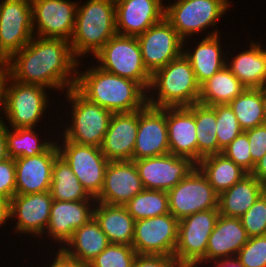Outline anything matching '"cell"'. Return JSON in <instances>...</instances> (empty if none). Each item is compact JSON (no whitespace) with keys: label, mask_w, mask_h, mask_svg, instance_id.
<instances>
[{"label":"cell","mask_w":266,"mask_h":267,"mask_svg":"<svg viewBox=\"0 0 266 267\" xmlns=\"http://www.w3.org/2000/svg\"><path fill=\"white\" fill-rule=\"evenodd\" d=\"M94 58L102 70L134 80L148 91L152 74L145 68L137 37L116 34Z\"/></svg>","instance_id":"cell-6"},{"label":"cell","mask_w":266,"mask_h":267,"mask_svg":"<svg viewBox=\"0 0 266 267\" xmlns=\"http://www.w3.org/2000/svg\"><path fill=\"white\" fill-rule=\"evenodd\" d=\"M247 134L250 153L253 160V169L255 164L266 153V123L244 131Z\"/></svg>","instance_id":"cell-44"},{"label":"cell","mask_w":266,"mask_h":267,"mask_svg":"<svg viewBox=\"0 0 266 267\" xmlns=\"http://www.w3.org/2000/svg\"><path fill=\"white\" fill-rule=\"evenodd\" d=\"M145 68L153 74L183 54L184 40L164 18L137 36Z\"/></svg>","instance_id":"cell-14"},{"label":"cell","mask_w":266,"mask_h":267,"mask_svg":"<svg viewBox=\"0 0 266 267\" xmlns=\"http://www.w3.org/2000/svg\"><path fill=\"white\" fill-rule=\"evenodd\" d=\"M229 6V0H176L174 4L165 6V19L185 44L189 35L215 26Z\"/></svg>","instance_id":"cell-8"},{"label":"cell","mask_w":266,"mask_h":267,"mask_svg":"<svg viewBox=\"0 0 266 267\" xmlns=\"http://www.w3.org/2000/svg\"><path fill=\"white\" fill-rule=\"evenodd\" d=\"M79 61L70 41L33 36L9 58L6 73L20 83L67 91L75 87Z\"/></svg>","instance_id":"cell-1"},{"label":"cell","mask_w":266,"mask_h":267,"mask_svg":"<svg viewBox=\"0 0 266 267\" xmlns=\"http://www.w3.org/2000/svg\"><path fill=\"white\" fill-rule=\"evenodd\" d=\"M211 107L216 112L218 154H221L222 150L241 134L243 130L229 104H217Z\"/></svg>","instance_id":"cell-38"},{"label":"cell","mask_w":266,"mask_h":267,"mask_svg":"<svg viewBox=\"0 0 266 267\" xmlns=\"http://www.w3.org/2000/svg\"><path fill=\"white\" fill-rule=\"evenodd\" d=\"M137 253L132 246L110 243L95 257L90 267H133Z\"/></svg>","instance_id":"cell-39"},{"label":"cell","mask_w":266,"mask_h":267,"mask_svg":"<svg viewBox=\"0 0 266 267\" xmlns=\"http://www.w3.org/2000/svg\"><path fill=\"white\" fill-rule=\"evenodd\" d=\"M197 134V163L205 156L218 154L216 112L211 106L194 104Z\"/></svg>","instance_id":"cell-35"},{"label":"cell","mask_w":266,"mask_h":267,"mask_svg":"<svg viewBox=\"0 0 266 267\" xmlns=\"http://www.w3.org/2000/svg\"><path fill=\"white\" fill-rule=\"evenodd\" d=\"M75 28L70 45L78 59L96 53L116 32L115 0H88L83 6L77 3Z\"/></svg>","instance_id":"cell-3"},{"label":"cell","mask_w":266,"mask_h":267,"mask_svg":"<svg viewBox=\"0 0 266 267\" xmlns=\"http://www.w3.org/2000/svg\"><path fill=\"white\" fill-rule=\"evenodd\" d=\"M250 42L249 50L227 60L226 67L246 88H261L266 85V49L261 43Z\"/></svg>","instance_id":"cell-29"},{"label":"cell","mask_w":266,"mask_h":267,"mask_svg":"<svg viewBox=\"0 0 266 267\" xmlns=\"http://www.w3.org/2000/svg\"><path fill=\"white\" fill-rule=\"evenodd\" d=\"M264 191L265 185L259 182L251 173H248L219 195L218 209L220 215L240 218Z\"/></svg>","instance_id":"cell-28"},{"label":"cell","mask_w":266,"mask_h":267,"mask_svg":"<svg viewBox=\"0 0 266 267\" xmlns=\"http://www.w3.org/2000/svg\"><path fill=\"white\" fill-rule=\"evenodd\" d=\"M170 153L167 128V107L146 105L138 110V130L133 160Z\"/></svg>","instance_id":"cell-17"},{"label":"cell","mask_w":266,"mask_h":267,"mask_svg":"<svg viewBox=\"0 0 266 267\" xmlns=\"http://www.w3.org/2000/svg\"><path fill=\"white\" fill-rule=\"evenodd\" d=\"M16 195L15 162L8 158L0 162V198L10 200Z\"/></svg>","instance_id":"cell-43"},{"label":"cell","mask_w":266,"mask_h":267,"mask_svg":"<svg viewBox=\"0 0 266 267\" xmlns=\"http://www.w3.org/2000/svg\"><path fill=\"white\" fill-rule=\"evenodd\" d=\"M93 217L110 243L132 246L135 220L124 206L108 205L96 201Z\"/></svg>","instance_id":"cell-27"},{"label":"cell","mask_w":266,"mask_h":267,"mask_svg":"<svg viewBox=\"0 0 266 267\" xmlns=\"http://www.w3.org/2000/svg\"><path fill=\"white\" fill-rule=\"evenodd\" d=\"M33 17L31 0L0 2V48L10 58L32 39Z\"/></svg>","instance_id":"cell-13"},{"label":"cell","mask_w":266,"mask_h":267,"mask_svg":"<svg viewBox=\"0 0 266 267\" xmlns=\"http://www.w3.org/2000/svg\"><path fill=\"white\" fill-rule=\"evenodd\" d=\"M3 101H4V73L0 72V109L3 111ZM1 112V111H0ZM0 115H3V113H1ZM3 117H0V123H3ZM2 119V120H1Z\"/></svg>","instance_id":"cell-51"},{"label":"cell","mask_w":266,"mask_h":267,"mask_svg":"<svg viewBox=\"0 0 266 267\" xmlns=\"http://www.w3.org/2000/svg\"><path fill=\"white\" fill-rule=\"evenodd\" d=\"M133 267H180L175 258L164 255L137 254Z\"/></svg>","instance_id":"cell-45"},{"label":"cell","mask_w":266,"mask_h":267,"mask_svg":"<svg viewBox=\"0 0 266 267\" xmlns=\"http://www.w3.org/2000/svg\"><path fill=\"white\" fill-rule=\"evenodd\" d=\"M124 207L135 221L170 213L168 193L160 190L143 189Z\"/></svg>","instance_id":"cell-37"},{"label":"cell","mask_w":266,"mask_h":267,"mask_svg":"<svg viewBox=\"0 0 266 267\" xmlns=\"http://www.w3.org/2000/svg\"><path fill=\"white\" fill-rule=\"evenodd\" d=\"M197 167L205 175L218 195L232 187L248 174L222 153L203 157L197 163Z\"/></svg>","instance_id":"cell-31"},{"label":"cell","mask_w":266,"mask_h":267,"mask_svg":"<svg viewBox=\"0 0 266 267\" xmlns=\"http://www.w3.org/2000/svg\"><path fill=\"white\" fill-rule=\"evenodd\" d=\"M251 174L258 179L259 182L266 185V153L255 164V167Z\"/></svg>","instance_id":"cell-47"},{"label":"cell","mask_w":266,"mask_h":267,"mask_svg":"<svg viewBox=\"0 0 266 267\" xmlns=\"http://www.w3.org/2000/svg\"><path fill=\"white\" fill-rule=\"evenodd\" d=\"M59 155L68 163L85 190L97 197L104 185L105 170L109 160L101 147L82 145L63 138Z\"/></svg>","instance_id":"cell-11"},{"label":"cell","mask_w":266,"mask_h":267,"mask_svg":"<svg viewBox=\"0 0 266 267\" xmlns=\"http://www.w3.org/2000/svg\"><path fill=\"white\" fill-rule=\"evenodd\" d=\"M77 3L69 0H31L33 30H37L34 36L70 41L75 28Z\"/></svg>","instance_id":"cell-16"},{"label":"cell","mask_w":266,"mask_h":267,"mask_svg":"<svg viewBox=\"0 0 266 267\" xmlns=\"http://www.w3.org/2000/svg\"><path fill=\"white\" fill-rule=\"evenodd\" d=\"M195 46L194 51L183 50V55L189 60L197 82L201 85L226 66V57L221 50L218 30H212ZM190 51V52H189ZM223 54V55H222Z\"/></svg>","instance_id":"cell-26"},{"label":"cell","mask_w":266,"mask_h":267,"mask_svg":"<svg viewBox=\"0 0 266 267\" xmlns=\"http://www.w3.org/2000/svg\"><path fill=\"white\" fill-rule=\"evenodd\" d=\"M229 106L243 131L266 123L261 88H246Z\"/></svg>","instance_id":"cell-34"},{"label":"cell","mask_w":266,"mask_h":267,"mask_svg":"<svg viewBox=\"0 0 266 267\" xmlns=\"http://www.w3.org/2000/svg\"><path fill=\"white\" fill-rule=\"evenodd\" d=\"M59 156L58 142H55L42 154L15 158L16 194L49 191L53 164Z\"/></svg>","instance_id":"cell-20"},{"label":"cell","mask_w":266,"mask_h":267,"mask_svg":"<svg viewBox=\"0 0 266 267\" xmlns=\"http://www.w3.org/2000/svg\"><path fill=\"white\" fill-rule=\"evenodd\" d=\"M167 193L169 212L178 220L197 212L218 209L219 195L197 166Z\"/></svg>","instance_id":"cell-10"},{"label":"cell","mask_w":266,"mask_h":267,"mask_svg":"<svg viewBox=\"0 0 266 267\" xmlns=\"http://www.w3.org/2000/svg\"><path fill=\"white\" fill-rule=\"evenodd\" d=\"M261 98H262V102H263L265 121H266V85L261 87Z\"/></svg>","instance_id":"cell-53"},{"label":"cell","mask_w":266,"mask_h":267,"mask_svg":"<svg viewBox=\"0 0 266 267\" xmlns=\"http://www.w3.org/2000/svg\"><path fill=\"white\" fill-rule=\"evenodd\" d=\"M9 158L7 151V140H6V125L5 122L0 123V162L5 161Z\"/></svg>","instance_id":"cell-48"},{"label":"cell","mask_w":266,"mask_h":267,"mask_svg":"<svg viewBox=\"0 0 266 267\" xmlns=\"http://www.w3.org/2000/svg\"><path fill=\"white\" fill-rule=\"evenodd\" d=\"M167 128L170 154L190 158L197 164L194 104L167 107Z\"/></svg>","instance_id":"cell-25"},{"label":"cell","mask_w":266,"mask_h":267,"mask_svg":"<svg viewBox=\"0 0 266 267\" xmlns=\"http://www.w3.org/2000/svg\"><path fill=\"white\" fill-rule=\"evenodd\" d=\"M138 130V110L113 113L101 151L109 161L133 160Z\"/></svg>","instance_id":"cell-23"},{"label":"cell","mask_w":266,"mask_h":267,"mask_svg":"<svg viewBox=\"0 0 266 267\" xmlns=\"http://www.w3.org/2000/svg\"><path fill=\"white\" fill-rule=\"evenodd\" d=\"M9 218V201L5 199L0 198V227L4 224L5 222L8 221Z\"/></svg>","instance_id":"cell-50"},{"label":"cell","mask_w":266,"mask_h":267,"mask_svg":"<svg viewBox=\"0 0 266 267\" xmlns=\"http://www.w3.org/2000/svg\"><path fill=\"white\" fill-rule=\"evenodd\" d=\"M248 237L266 235V192L240 217Z\"/></svg>","instance_id":"cell-40"},{"label":"cell","mask_w":266,"mask_h":267,"mask_svg":"<svg viewBox=\"0 0 266 267\" xmlns=\"http://www.w3.org/2000/svg\"><path fill=\"white\" fill-rule=\"evenodd\" d=\"M222 154L234 161L247 173L253 171V160L250 153L249 141L244 131L222 150Z\"/></svg>","instance_id":"cell-42"},{"label":"cell","mask_w":266,"mask_h":267,"mask_svg":"<svg viewBox=\"0 0 266 267\" xmlns=\"http://www.w3.org/2000/svg\"><path fill=\"white\" fill-rule=\"evenodd\" d=\"M156 89V90H155ZM147 105L155 108L190 106L199 101L200 84L189 60L182 54L151 75ZM156 98V99H155Z\"/></svg>","instance_id":"cell-4"},{"label":"cell","mask_w":266,"mask_h":267,"mask_svg":"<svg viewBox=\"0 0 266 267\" xmlns=\"http://www.w3.org/2000/svg\"><path fill=\"white\" fill-rule=\"evenodd\" d=\"M9 62V57L0 48V72H6Z\"/></svg>","instance_id":"cell-52"},{"label":"cell","mask_w":266,"mask_h":267,"mask_svg":"<svg viewBox=\"0 0 266 267\" xmlns=\"http://www.w3.org/2000/svg\"><path fill=\"white\" fill-rule=\"evenodd\" d=\"M95 202L96 200H53L50 219L45 233H48L49 238L52 237L51 239L57 241L60 245L64 243L60 248L65 246V243L71 238L73 232L93 217Z\"/></svg>","instance_id":"cell-22"},{"label":"cell","mask_w":266,"mask_h":267,"mask_svg":"<svg viewBox=\"0 0 266 267\" xmlns=\"http://www.w3.org/2000/svg\"><path fill=\"white\" fill-rule=\"evenodd\" d=\"M248 239L240 218L219 215L208 239L206 255L194 267L219 259L236 257Z\"/></svg>","instance_id":"cell-24"},{"label":"cell","mask_w":266,"mask_h":267,"mask_svg":"<svg viewBox=\"0 0 266 267\" xmlns=\"http://www.w3.org/2000/svg\"><path fill=\"white\" fill-rule=\"evenodd\" d=\"M53 202L49 191L34 194H16L9 202V218L17 219V233L42 236L50 219Z\"/></svg>","instance_id":"cell-18"},{"label":"cell","mask_w":266,"mask_h":267,"mask_svg":"<svg viewBox=\"0 0 266 267\" xmlns=\"http://www.w3.org/2000/svg\"><path fill=\"white\" fill-rule=\"evenodd\" d=\"M12 129V130H11ZM35 127L26 128H9L6 126V140H7V151L9 158L15 159L20 157H30L37 154L46 152L55 141H41L38 140Z\"/></svg>","instance_id":"cell-36"},{"label":"cell","mask_w":266,"mask_h":267,"mask_svg":"<svg viewBox=\"0 0 266 267\" xmlns=\"http://www.w3.org/2000/svg\"><path fill=\"white\" fill-rule=\"evenodd\" d=\"M212 263H215L214 267H244L236 257L219 259Z\"/></svg>","instance_id":"cell-49"},{"label":"cell","mask_w":266,"mask_h":267,"mask_svg":"<svg viewBox=\"0 0 266 267\" xmlns=\"http://www.w3.org/2000/svg\"><path fill=\"white\" fill-rule=\"evenodd\" d=\"M110 244L99 223L92 217L86 224L77 228L61 249L77 260L90 263Z\"/></svg>","instance_id":"cell-30"},{"label":"cell","mask_w":266,"mask_h":267,"mask_svg":"<svg viewBox=\"0 0 266 267\" xmlns=\"http://www.w3.org/2000/svg\"><path fill=\"white\" fill-rule=\"evenodd\" d=\"M219 215V209H210L179 220L174 258L180 267H194L206 255L208 239Z\"/></svg>","instance_id":"cell-9"},{"label":"cell","mask_w":266,"mask_h":267,"mask_svg":"<svg viewBox=\"0 0 266 267\" xmlns=\"http://www.w3.org/2000/svg\"><path fill=\"white\" fill-rule=\"evenodd\" d=\"M47 89L39 85L17 82L4 72L3 113L10 124L8 127H35L41 122L40 118L44 116L43 113L48 107Z\"/></svg>","instance_id":"cell-5"},{"label":"cell","mask_w":266,"mask_h":267,"mask_svg":"<svg viewBox=\"0 0 266 267\" xmlns=\"http://www.w3.org/2000/svg\"><path fill=\"white\" fill-rule=\"evenodd\" d=\"M144 189L170 191L185 178L197 164L190 158L170 153L133 160Z\"/></svg>","instance_id":"cell-15"},{"label":"cell","mask_w":266,"mask_h":267,"mask_svg":"<svg viewBox=\"0 0 266 267\" xmlns=\"http://www.w3.org/2000/svg\"><path fill=\"white\" fill-rule=\"evenodd\" d=\"M163 0H115L116 32L135 36L165 18Z\"/></svg>","instance_id":"cell-19"},{"label":"cell","mask_w":266,"mask_h":267,"mask_svg":"<svg viewBox=\"0 0 266 267\" xmlns=\"http://www.w3.org/2000/svg\"><path fill=\"white\" fill-rule=\"evenodd\" d=\"M236 258L244 267H266V235L250 237Z\"/></svg>","instance_id":"cell-41"},{"label":"cell","mask_w":266,"mask_h":267,"mask_svg":"<svg viewBox=\"0 0 266 267\" xmlns=\"http://www.w3.org/2000/svg\"><path fill=\"white\" fill-rule=\"evenodd\" d=\"M65 93L72 104V124L65 128L63 137L78 144L101 147L113 113L89 101L75 88Z\"/></svg>","instance_id":"cell-7"},{"label":"cell","mask_w":266,"mask_h":267,"mask_svg":"<svg viewBox=\"0 0 266 267\" xmlns=\"http://www.w3.org/2000/svg\"><path fill=\"white\" fill-rule=\"evenodd\" d=\"M179 220L171 213L135 221L132 247L137 254L174 257Z\"/></svg>","instance_id":"cell-12"},{"label":"cell","mask_w":266,"mask_h":267,"mask_svg":"<svg viewBox=\"0 0 266 267\" xmlns=\"http://www.w3.org/2000/svg\"><path fill=\"white\" fill-rule=\"evenodd\" d=\"M49 192L53 200L58 201L96 200L85 190L61 156L54 161Z\"/></svg>","instance_id":"cell-33"},{"label":"cell","mask_w":266,"mask_h":267,"mask_svg":"<svg viewBox=\"0 0 266 267\" xmlns=\"http://www.w3.org/2000/svg\"><path fill=\"white\" fill-rule=\"evenodd\" d=\"M91 66L77 71L74 88L83 97L112 113L132 112L147 105V91L138 82Z\"/></svg>","instance_id":"cell-2"},{"label":"cell","mask_w":266,"mask_h":267,"mask_svg":"<svg viewBox=\"0 0 266 267\" xmlns=\"http://www.w3.org/2000/svg\"><path fill=\"white\" fill-rule=\"evenodd\" d=\"M144 189L133 160L109 161L104 177V185L95 198L97 202L124 206Z\"/></svg>","instance_id":"cell-21"},{"label":"cell","mask_w":266,"mask_h":267,"mask_svg":"<svg viewBox=\"0 0 266 267\" xmlns=\"http://www.w3.org/2000/svg\"><path fill=\"white\" fill-rule=\"evenodd\" d=\"M53 260L49 267H90L88 263L81 262L69 256L61 248H59Z\"/></svg>","instance_id":"cell-46"},{"label":"cell","mask_w":266,"mask_h":267,"mask_svg":"<svg viewBox=\"0 0 266 267\" xmlns=\"http://www.w3.org/2000/svg\"><path fill=\"white\" fill-rule=\"evenodd\" d=\"M245 89L246 87L225 66L200 85L198 103L206 106L229 104Z\"/></svg>","instance_id":"cell-32"}]
</instances>
